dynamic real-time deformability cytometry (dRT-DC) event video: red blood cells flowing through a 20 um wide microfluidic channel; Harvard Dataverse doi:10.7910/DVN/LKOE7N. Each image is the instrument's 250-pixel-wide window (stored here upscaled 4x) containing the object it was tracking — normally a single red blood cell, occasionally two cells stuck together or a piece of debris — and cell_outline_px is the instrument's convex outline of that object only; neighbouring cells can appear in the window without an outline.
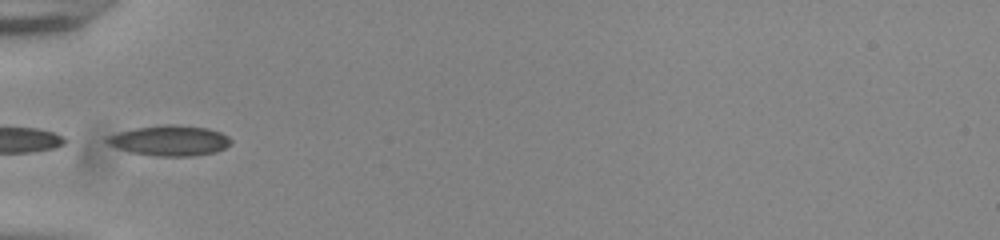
{"species": "common noctule bat (a hibernating species)", "species_latin": "Nyctalus noctula", "temperature_condition": "room temperature", "stored_images_in_passage": 3, "camera_frame_rate_fps": 3000, "um_per_image_px": 0.085, "animal": {"sex": "male", "body_mass_g": 20.0, "forearm_length_mm": 53.3}, "frame": {"image": 1, "passage_image": 1, "time_ms": 0.0, "image_size_px": [1000, 240], "cell_outline_px": [[232, 144], [216, 152], [192, 156], [156, 156], [132, 152], [116, 148], [108, 144], [104, 140], [108, 136], [120, 132], [136, 128], [164, 124], [172, 124], [208, 128], [220, 132], [228, 136], [232, 140]], "centroid_in_image_um": [14.45, 11.95], "position_along_channel_um": 70.5, "area_um2": 21.91}}